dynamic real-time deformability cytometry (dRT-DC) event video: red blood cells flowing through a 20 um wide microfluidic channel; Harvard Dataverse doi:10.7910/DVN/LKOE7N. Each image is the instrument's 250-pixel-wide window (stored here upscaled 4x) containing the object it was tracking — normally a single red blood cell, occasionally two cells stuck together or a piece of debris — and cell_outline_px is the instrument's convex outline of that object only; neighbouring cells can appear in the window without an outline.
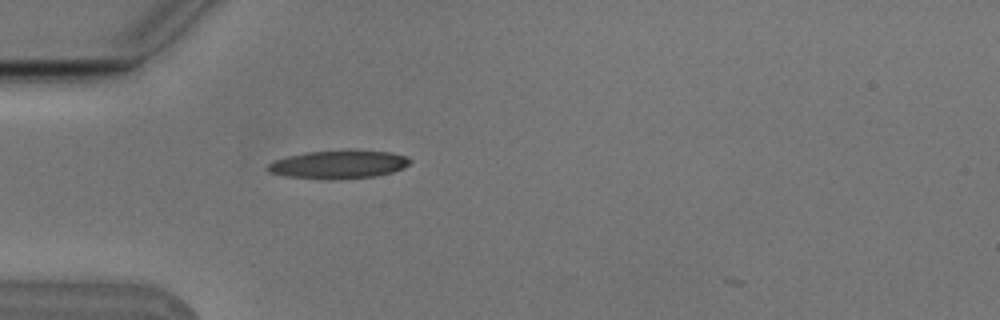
{"species": "Egyptian fruit bat (a non-hibernating species)", "species_latin": "Rousettus aegyptiacus", "temperature_condition": "cold", "stored_images_in_passage": 1, "camera_frame_rate_fps": 3000, "um_per_image_px": 0.085, "animal": {"sex": "male"}, "frame": {"image": 1, "passage_image": 1, "time_ms": 0.0, "image_size_px": [1000, 320], "cell_outline_px": [[412, 160], [404, 168], [392, 172], [376, 176], [332, 180], [288, 176], [268, 172], [264, 168], [272, 160], [304, 152], [348, 148], [356, 148], [392, 152], [408, 156]], "centroid_in_image_um": [28.8, 13.94], "position_along_channel_um": 56.2, "area_um2": 24.39}}